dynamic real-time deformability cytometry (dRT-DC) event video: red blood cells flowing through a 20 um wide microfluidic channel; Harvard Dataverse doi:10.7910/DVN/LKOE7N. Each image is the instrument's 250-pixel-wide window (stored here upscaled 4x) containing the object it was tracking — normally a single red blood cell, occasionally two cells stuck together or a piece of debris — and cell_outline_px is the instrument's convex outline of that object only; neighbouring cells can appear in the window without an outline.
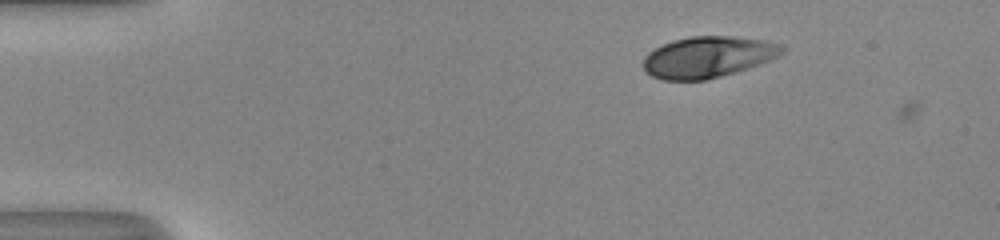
{"species": "human", "species_latin": "Homo sapiens", "temperature_condition": "room temperature", "stored_images_in_passage": 6, "camera_frame_rate_fps": 3000, "um_per_image_px": 0.085, "donor": {"sex": "male"}, "frame": {"image": 1, "passage_image": 4, "time_ms": 1.0, "image_size_px": [1000, 240], "cell_outline_px": [[788, 48], [780, 56], [760, 64], [736, 72], [708, 80], [664, 80], [652, 76], [644, 72], [644, 56], [648, 52], [672, 40], [692, 36], [732, 36], [764, 40], [784, 44]], "centroid_in_image_um": [60.22, 4.84], "position_along_channel_um": 24.8, "area_um2": 33.7}}